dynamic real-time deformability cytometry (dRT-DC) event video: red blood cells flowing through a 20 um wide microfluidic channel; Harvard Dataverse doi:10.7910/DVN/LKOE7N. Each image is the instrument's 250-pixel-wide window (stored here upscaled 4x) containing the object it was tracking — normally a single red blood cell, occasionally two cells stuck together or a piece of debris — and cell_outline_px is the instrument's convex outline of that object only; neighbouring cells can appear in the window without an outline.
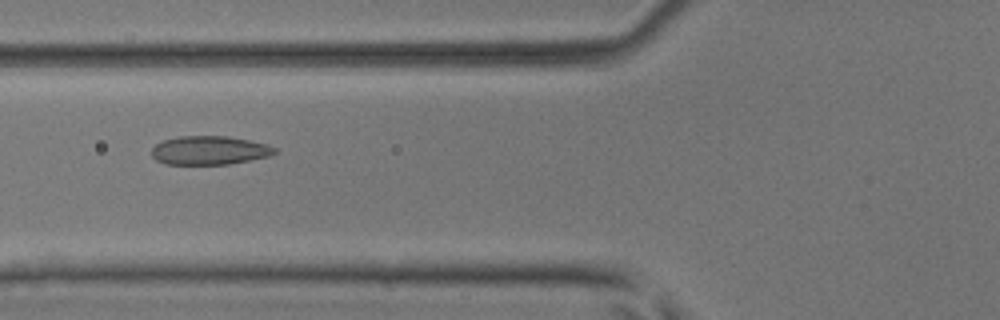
{"species": "common noctule bat (a hibernating species)", "species_latin": "Nyctalus noctula", "temperature_condition": "room temperature", "stored_images_in_passage": 2, "camera_frame_rate_fps": 3000, "um_per_image_px": 0.085, "animal": {"sex": "male", "body_mass_g": 17.9, "forearm_length_mm": 54.2}, "frame": {"image": 1, "passage_image": 2, "time_ms": 0.333, "image_size_px": [1000, 320], "cell_outline_px": [[276, 152], [272, 156], [228, 164], [164, 164], [156, 160], [152, 156], [152, 148], [156, 144], [164, 140], [180, 136], [228, 136], [268, 144], [276, 148]], "centroid_in_image_um": [17.82, 12.78], "position_along_channel_um": 108.0, "area_um2": 20.63}}